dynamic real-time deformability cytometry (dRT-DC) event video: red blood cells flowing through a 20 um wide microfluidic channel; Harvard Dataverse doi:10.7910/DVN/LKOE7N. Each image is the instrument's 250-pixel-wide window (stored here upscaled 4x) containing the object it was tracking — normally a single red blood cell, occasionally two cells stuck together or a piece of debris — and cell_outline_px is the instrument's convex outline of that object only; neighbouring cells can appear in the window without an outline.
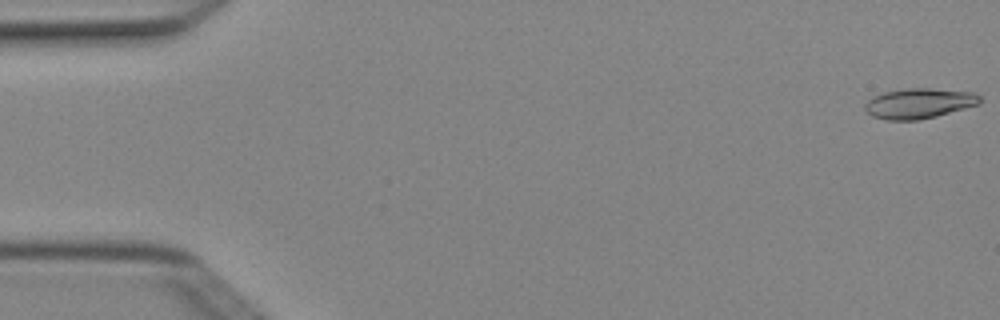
{"species": "Egyptian fruit bat (a non-hibernating species)", "species_latin": "Rousettus aegyptiacus", "temperature_condition": "cold", "stored_images_in_passage": 4, "camera_frame_rate_fps": 3000, "um_per_image_px": 0.085, "animal": {"sex": "female"}, "frame": {"image": 1, "passage_image": 1, "time_ms": 0.0, "image_size_px": [1000, 320], "cell_outline_px": [[980, 104], [936, 116], [920, 120], [884, 120], [872, 116], [864, 108], [864, 104], [872, 96], [884, 92], [908, 88], [932, 88], [976, 92], [980, 96]], "centroid_in_image_um": [78.12, 8.78], "position_along_channel_um": 6.9, "area_um2": 20.4}}